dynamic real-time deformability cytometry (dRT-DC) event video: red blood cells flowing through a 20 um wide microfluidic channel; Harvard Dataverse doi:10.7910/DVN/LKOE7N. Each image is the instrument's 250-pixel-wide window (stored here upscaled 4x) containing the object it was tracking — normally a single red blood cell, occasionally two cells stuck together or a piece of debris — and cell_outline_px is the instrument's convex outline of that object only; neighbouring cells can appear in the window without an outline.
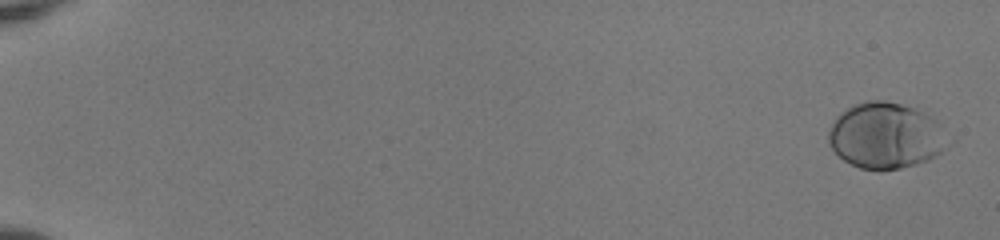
{"species": "human", "species_latin": "Homo sapiens", "temperature_condition": "room temperature", "stored_images_in_passage": 54, "camera_frame_rate_fps": 3000, "um_per_image_px": 0.085, "donor": {"sex": "female"}, "frame": {"image": 1, "passage_image": 2, "time_ms": 0.333, "image_size_px": [1000, 240], "cell_outline_px": [[944, 148], [936, 156], [928, 160], [916, 164], [900, 168], [880, 172], [860, 168], [844, 160], [828, 144], [828, 132], [836, 116], [848, 108], [856, 104], [868, 100], [884, 100], [916, 108], [924, 112], [936, 120]], "centroid_in_image_um": [75.19, 11.55], "position_along_channel_um": 9.8, "area_um2": 45.2}}
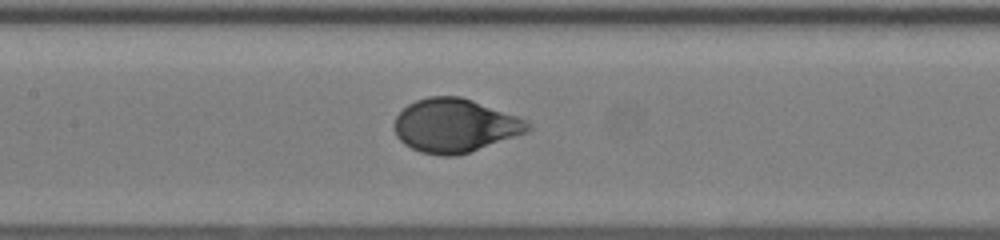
{"frame": {"image": 2, "passage_image": 29, "time_ms": 9.333, "image_size_px": [1000, 240], "cell_outline_px": [[532, 128], [528, 132], [456, 156], [440, 156], [420, 152], [404, 144], [396, 136], [392, 128], [392, 124], [396, 116], [408, 104], [416, 100], [428, 96], [460, 96], [472, 100], [528, 120], [532, 124]], "centroid_in_image_um": [38.64, 10.67], "position_along_channel_um": 168.8, "area_um2": 41.85}}
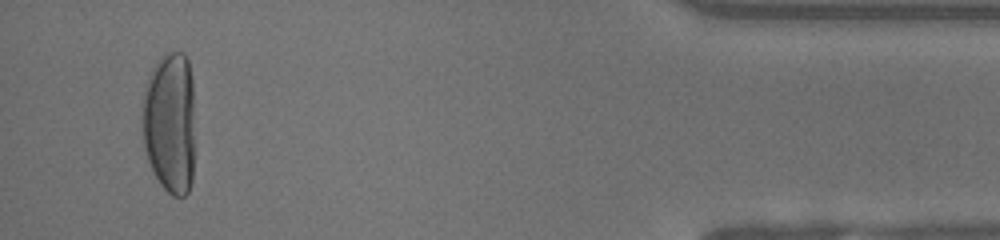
{"frame": {"image": 3, "passage_image": 52, "time_ms": 17.0, "image_size_px": [1000, 240], "cell_outline_px": [[192, 180], [188, 192], [184, 196], [172, 196], [160, 184], [152, 172], [144, 152], [140, 108], [144, 88], [148, 76], [152, 68], [168, 52], [184, 52], [188, 60], [192, 80]], "centroid_in_image_um": [14.38, 10.44], "position_along_channel_um": 420.8, "area_um2": 43.99}, "authors_computed_cell_mechanics": {"area_um2": 42.4252, "velocity_mm_per_s": 4.0059, "shape_relaxation_time_tau1_ms": 3.5232, "shape_relaxation_time_tau2_ms": null, "deformation_change_tau1": 0.2098, "deformation_change_tau2": null}}